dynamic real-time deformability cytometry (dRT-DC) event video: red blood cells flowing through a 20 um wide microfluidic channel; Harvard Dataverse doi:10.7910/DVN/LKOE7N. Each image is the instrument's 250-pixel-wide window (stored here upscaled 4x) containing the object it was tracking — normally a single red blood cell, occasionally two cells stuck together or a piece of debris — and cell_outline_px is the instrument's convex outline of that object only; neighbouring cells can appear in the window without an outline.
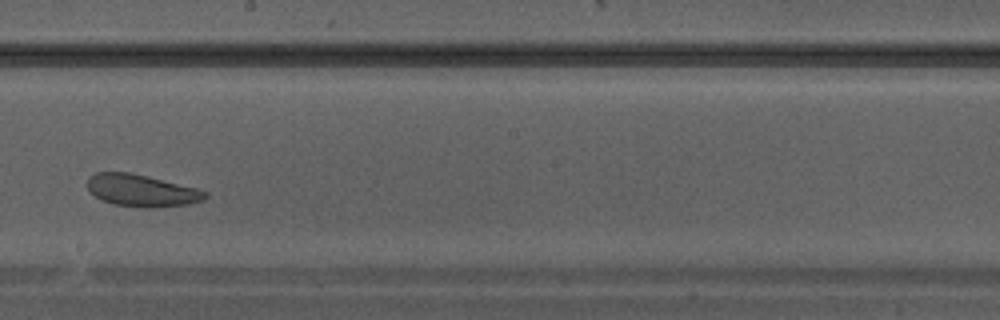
{"species": "Egyptian fruit bat (a non-hibernating species)", "species_latin": "Rousettus aegyptiacus", "temperature_condition": "warm", "stored_images_in_passage": 23, "camera_frame_rate_fps": 3000, "um_per_image_px": 0.085, "animal": {"sex": "male"}, "frame": {"image": 1, "passage_image": 14, "time_ms": 4.333, "image_size_px": [1000, 320], "cell_outline_px": [[208, 196], [204, 200], [188, 204], [156, 208], [144, 208], [116, 204], [104, 200], [88, 192], [88, 176], [96, 172], [128, 172], [148, 176], [196, 188], [208, 192]], "centroid_in_image_um": [12.05, 16.19], "position_along_channel_um": 236.2, "area_um2": 22.02}}